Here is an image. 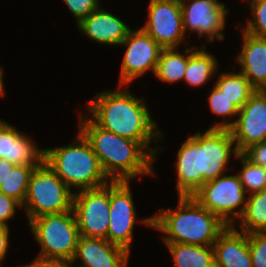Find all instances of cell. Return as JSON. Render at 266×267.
<instances>
[{
	"label": "cell",
	"instance_id": "obj_1",
	"mask_svg": "<svg viewBox=\"0 0 266 267\" xmlns=\"http://www.w3.org/2000/svg\"><path fill=\"white\" fill-rule=\"evenodd\" d=\"M231 154L237 158L239 152L228 129L209 128L189 136L178 151L175 165L178 197L192 196L204 183L222 176Z\"/></svg>",
	"mask_w": 266,
	"mask_h": 267
},
{
	"label": "cell",
	"instance_id": "obj_2",
	"mask_svg": "<svg viewBox=\"0 0 266 267\" xmlns=\"http://www.w3.org/2000/svg\"><path fill=\"white\" fill-rule=\"evenodd\" d=\"M87 107L98 126L139 142L156 158L158 149L149 147V144L152 140L157 143L162 134L150 116L145 99L136 98L129 90L103 91L96 94Z\"/></svg>",
	"mask_w": 266,
	"mask_h": 267
},
{
	"label": "cell",
	"instance_id": "obj_3",
	"mask_svg": "<svg viewBox=\"0 0 266 267\" xmlns=\"http://www.w3.org/2000/svg\"><path fill=\"white\" fill-rule=\"evenodd\" d=\"M79 131L89 141L109 181H131L136 176L153 175L155 158L137 141L120 137L82 116Z\"/></svg>",
	"mask_w": 266,
	"mask_h": 267
},
{
	"label": "cell",
	"instance_id": "obj_4",
	"mask_svg": "<svg viewBox=\"0 0 266 267\" xmlns=\"http://www.w3.org/2000/svg\"><path fill=\"white\" fill-rule=\"evenodd\" d=\"M176 209H160V214L141 223L165 234L164 243L213 246L228 226L217 215L200 205L192 196H179Z\"/></svg>",
	"mask_w": 266,
	"mask_h": 267
},
{
	"label": "cell",
	"instance_id": "obj_5",
	"mask_svg": "<svg viewBox=\"0 0 266 267\" xmlns=\"http://www.w3.org/2000/svg\"><path fill=\"white\" fill-rule=\"evenodd\" d=\"M75 145L44 149V162L71 189H95L107 185L98 157L84 135L78 131Z\"/></svg>",
	"mask_w": 266,
	"mask_h": 267
},
{
	"label": "cell",
	"instance_id": "obj_6",
	"mask_svg": "<svg viewBox=\"0 0 266 267\" xmlns=\"http://www.w3.org/2000/svg\"><path fill=\"white\" fill-rule=\"evenodd\" d=\"M74 192L43 162L35 168L28 184L22 205L28 222L46 214H58L72 210Z\"/></svg>",
	"mask_w": 266,
	"mask_h": 267
},
{
	"label": "cell",
	"instance_id": "obj_7",
	"mask_svg": "<svg viewBox=\"0 0 266 267\" xmlns=\"http://www.w3.org/2000/svg\"><path fill=\"white\" fill-rule=\"evenodd\" d=\"M28 223L42 248L38 256L72 261L80 238L73 210L42 215Z\"/></svg>",
	"mask_w": 266,
	"mask_h": 267
},
{
	"label": "cell",
	"instance_id": "obj_8",
	"mask_svg": "<svg viewBox=\"0 0 266 267\" xmlns=\"http://www.w3.org/2000/svg\"><path fill=\"white\" fill-rule=\"evenodd\" d=\"M245 193L237 174L222 175L204 183L192 197L229 226L244 213L247 201ZM239 206L241 208L235 211Z\"/></svg>",
	"mask_w": 266,
	"mask_h": 267
},
{
	"label": "cell",
	"instance_id": "obj_9",
	"mask_svg": "<svg viewBox=\"0 0 266 267\" xmlns=\"http://www.w3.org/2000/svg\"><path fill=\"white\" fill-rule=\"evenodd\" d=\"M72 210L80 236L107 240L110 211V182L95 189L74 193Z\"/></svg>",
	"mask_w": 266,
	"mask_h": 267
},
{
	"label": "cell",
	"instance_id": "obj_10",
	"mask_svg": "<svg viewBox=\"0 0 266 267\" xmlns=\"http://www.w3.org/2000/svg\"><path fill=\"white\" fill-rule=\"evenodd\" d=\"M237 116L235 121L216 122L210 129L230 130L239 153L250 145L266 141V90H256Z\"/></svg>",
	"mask_w": 266,
	"mask_h": 267
},
{
	"label": "cell",
	"instance_id": "obj_11",
	"mask_svg": "<svg viewBox=\"0 0 266 267\" xmlns=\"http://www.w3.org/2000/svg\"><path fill=\"white\" fill-rule=\"evenodd\" d=\"M130 181H110V211L107 240L130 253L136 209Z\"/></svg>",
	"mask_w": 266,
	"mask_h": 267
},
{
	"label": "cell",
	"instance_id": "obj_12",
	"mask_svg": "<svg viewBox=\"0 0 266 267\" xmlns=\"http://www.w3.org/2000/svg\"><path fill=\"white\" fill-rule=\"evenodd\" d=\"M120 45L127 46L121 65L120 88L146 74L148 70L155 73L163 47L149 34L141 28L134 31L131 29Z\"/></svg>",
	"mask_w": 266,
	"mask_h": 267
},
{
	"label": "cell",
	"instance_id": "obj_13",
	"mask_svg": "<svg viewBox=\"0 0 266 267\" xmlns=\"http://www.w3.org/2000/svg\"><path fill=\"white\" fill-rule=\"evenodd\" d=\"M148 21L141 29L163 48H178L185 32L180 0H150Z\"/></svg>",
	"mask_w": 266,
	"mask_h": 267
},
{
	"label": "cell",
	"instance_id": "obj_14",
	"mask_svg": "<svg viewBox=\"0 0 266 267\" xmlns=\"http://www.w3.org/2000/svg\"><path fill=\"white\" fill-rule=\"evenodd\" d=\"M180 1L185 34L187 29L196 31L199 37L207 35L208 42H213L215 38H225L221 31L225 28V16L229 10L223 3L218 0Z\"/></svg>",
	"mask_w": 266,
	"mask_h": 267
},
{
	"label": "cell",
	"instance_id": "obj_15",
	"mask_svg": "<svg viewBox=\"0 0 266 267\" xmlns=\"http://www.w3.org/2000/svg\"><path fill=\"white\" fill-rule=\"evenodd\" d=\"M78 259L75 267H126L129 253L106 239L80 236L72 262Z\"/></svg>",
	"mask_w": 266,
	"mask_h": 267
},
{
	"label": "cell",
	"instance_id": "obj_16",
	"mask_svg": "<svg viewBox=\"0 0 266 267\" xmlns=\"http://www.w3.org/2000/svg\"><path fill=\"white\" fill-rule=\"evenodd\" d=\"M23 133H19L12 125L0 120V158L14 165H30L38 168L44 162V149Z\"/></svg>",
	"mask_w": 266,
	"mask_h": 267
},
{
	"label": "cell",
	"instance_id": "obj_17",
	"mask_svg": "<svg viewBox=\"0 0 266 267\" xmlns=\"http://www.w3.org/2000/svg\"><path fill=\"white\" fill-rule=\"evenodd\" d=\"M77 26L90 40L111 46H120L131 30L124 21L101 7L81 20Z\"/></svg>",
	"mask_w": 266,
	"mask_h": 267
},
{
	"label": "cell",
	"instance_id": "obj_18",
	"mask_svg": "<svg viewBox=\"0 0 266 267\" xmlns=\"http://www.w3.org/2000/svg\"><path fill=\"white\" fill-rule=\"evenodd\" d=\"M215 267H253L248 246V234L227 226L213 244Z\"/></svg>",
	"mask_w": 266,
	"mask_h": 267
},
{
	"label": "cell",
	"instance_id": "obj_19",
	"mask_svg": "<svg viewBox=\"0 0 266 267\" xmlns=\"http://www.w3.org/2000/svg\"><path fill=\"white\" fill-rule=\"evenodd\" d=\"M243 45L237 56L241 73L256 90H266V38L242 30Z\"/></svg>",
	"mask_w": 266,
	"mask_h": 267
},
{
	"label": "cell",
	"instance_id": "obj_20",
	"mask_svg": "<svg viewBox=\"0 0 266 267\" xmlns=\"http://www.w3.org/2000/svg\"><path fill=\"white\" fill-rule=\"evenodd\" d=\"M200 48L202 50H198L199 47L196 46L184 50L188 54V65L183 80L192 87H199L208 82L218 69L216 58L205 51L204 45Z\"/></svg>",
	"mask_w": 266,
	"mask_h": 267
},
{
	"label": "cell",
	"instance_id": "obj_21",
	"mask_svg": "<svg viewBox=\"0 0 266 267\" xmlns=\"http://www.w3.org/2000/svg\"><path fill=\"white\" fill-rule=\"evenodd\" d=\"M175 267H215L213 246L165 243Z\"/></svg>",
	"mask_w": 266,
	"mask_h": 267
},
{
	"label": "cell",
	"instance_id": "obj_22",
	"mask_svg": "<svg viewBox=\"0 0 266 267\" xmlns=\"http://www.w3.org/2000/svg\"><path fill=\"white\" fill-rule=\"evenodd\" d=\"M214 86L238 109L256 92V89L241 72H222Z\"/></svg>",
	"mask_w": 266,
	"mask_h": 267
},
{
	"label": "cell",
	"instance_id": "obj_23",
	"mask_svg": "<svg viewBox=\"0 0 266 267\" xmlns=\"http://www.w3.org/2000/svg\"><path fill=\"white\" fill-rule=\"evenodd\" d=\"M242 232L266 231V189L249 194L244 213L239 218Z\"/></svg>",
	"mask_w": 266,
	"mask_h": 267
},
{
	"label": "cell",
	"instance_id": "obj_24",
	"mask_svg": "<svg viewBox=\"0 0 266 267\" xmlns=\"http://www.w3.org/2000/svg\"><path fill=\"white\" fill-rule=\"evenodd\" d=\"M186 55L177 52L176 48H163L154 74L164 82L183 80L188 65V55Z\"/></svg>",
	"mask_w": 266,
	"mask_h": 267
},
{
	"label": "cell",
	"instance_id": "obj_25",
	"mask_svg": "<svg viewBox=\"0 0 266 267\" xmlns=\"http://www.w3.org/2000/svg\"><path fill=\"white\" fill-rule=\"evenodd\" d=\"M34 169L35 167L30 165H14L13 169H9L4 182L0 184V192L23 205Z\"/></svg>",
	"mask_w": 266,
	"mask_h": 267
},
{
	"label": "cell",
	"instance_id": "obj_26",
	"mask_svg": "<svg viewBox=\"0 0 266 267\" xmlns=\"http://www.w3.org/2000/svg\"><path fill=\"white\" fill-rule=\"evenodd\" d=\"M237 158L243 166L237 175L245 192L253 194L266 189V168L252 163L242 153H239Z\"/></svg>",
	"mask_w": 266,
	"mask_h": 267
},
{
	"label": "cell",
	"instance_id": "obj_27",
	"mask_svg": "<svg viewBox=\"0 0 266 267\" xmlns=\"http://www.w3.org/2000/svg\"><path fill=\"white\" fill-rule=\"evenodd\" d=\"M248 3L254 18L248 20L243 31L256 37L266 38V0H251Z\"/></svg>",
	"mask_w": 266,
	"mask_h": 267
},
{
	"label": "cell",
	"instance_id": "obj_28",
	"mask_svg": "<svg viewBox=\"0 0 266 267\" xmlns=\"http://www.w3.org/2000/svg\"><path fill=\"white\" fill-rule=\"evenodd\" d=\"M248 246L253 267H266V231L248 234Z\"/></svg>",
	"mask_w": 266,
	"mask_h": 267
},
{
	"label": "cell",
	"instance_id": "obj_29",
	"mask_svg": "<svg viewBox=\"0 0 266 267\" xmlns=\"http://www.w3.org/2000/svg\"><path fill=\"white\" fill-rule=\"evenodd\" d=\"M209 95L208 101L213 114L223 117L238 115L239 109L215 86H213V90Z\"/></svg>",
	"mask_w": 266,
	"mask_h": 267
},
{
	"label": "cell",
	"instance_id": "obj_30",
	"mask_svg": "<svg viewBox=\"0 0 266 267\" xmlns=\"http://www.w3.org/2000/svg\"><path fill=\"white\" fill-rule=\"evenodd\" d=\"M64 2L69 11L76 17V24L101 7L99 0H64Z\"/></svg>",
	"mask_w": 266,
	"mask_h": 267
},
{
	"label": "cell",
	"instance_id": "obj_31",
	"mask_svg": "<svg viewBox=\"0 0 266 267\" xmlns=\"http://www.w3.org/2000/svg\"><path fill=\"white\" fill-rule=\"evenodd\" d=\"M18 207L22 208V205L17 200L0 192V225L8 226L7 221L15 215Z\"/></svg>",
	"mask_w": 266,
	"mask_h": 267
},
{
	"label": "cell",
	"instance_id": "obj_32",
	"mask_svg": "<svg viewBox=\"0 0 266 267\" xmlns=\"http://www.w3.org/2000/svg\"><path fill=\"white\" fill-rule=\"evenodd\" d=\"M242 154L252 163L266 168V141L250 145Z\"/></svg>",
	"mask_w": 266,
	"mask_h": 267
},
{
	"label": "cell",
	"instance_id": "obj_33",
	"mask_svg": "<svg viewBox=\"0 0 266 267\" xmlns=\"http://www.w3.org/2000/svg\"><path fill=\"white\" fill-rule=\"evenodd\" d=\"M71 265L74 266L70 260L38 256L31 264L23 267H71Z\"/></svg>",
	"mask_w": 266,
	"mask_h": 267
},
{
	"label": "cell",
	"instance_id": "obj_34",
	"mask_svg": "<svg viewBox=\"0 0 266 267\" xmlns=\"http://www.w3.org/2000/svg\"><path fill=\"white\" fill-rule=\"evenodd\" d=\"M9 227L0 225V262L4 260L9 247ZM1 265V264H0Z\"/></svg>",
	"mask_w": 266,
	"mask_h": 267
},
{
	"label": "cell",
	"instance_id": "obj_35",
	"mask_svg": "<svg viewBox=\"0 0 266 267\" xmlns=\"http://www.w3.org/2000/svg\"><path fill=\"white\" fill-rule=\"evenodd\" d=\"M14 164L6 159L0 158V184L4 182L9 169H13Z\"/></svg>",
	"mask_w": 266,
	"mask_h": 267
},
{
	"label": "cell",
	"instance_id": "obj_36",
	"mask_svg": "<svg viewBox=\"0 0 266 267\" xmlns=\"http://www.w3.org/2000/svg\"><path fill=\"white\" fill-rule=\"evenodd\" d=\"M3 69L2 67L0 66V96L4 95L5 93V90H4V84L2 83L3 82Z\"/></svg>",
	"mask_w": 266,
	"mask_h": 267
}]
</instances>
